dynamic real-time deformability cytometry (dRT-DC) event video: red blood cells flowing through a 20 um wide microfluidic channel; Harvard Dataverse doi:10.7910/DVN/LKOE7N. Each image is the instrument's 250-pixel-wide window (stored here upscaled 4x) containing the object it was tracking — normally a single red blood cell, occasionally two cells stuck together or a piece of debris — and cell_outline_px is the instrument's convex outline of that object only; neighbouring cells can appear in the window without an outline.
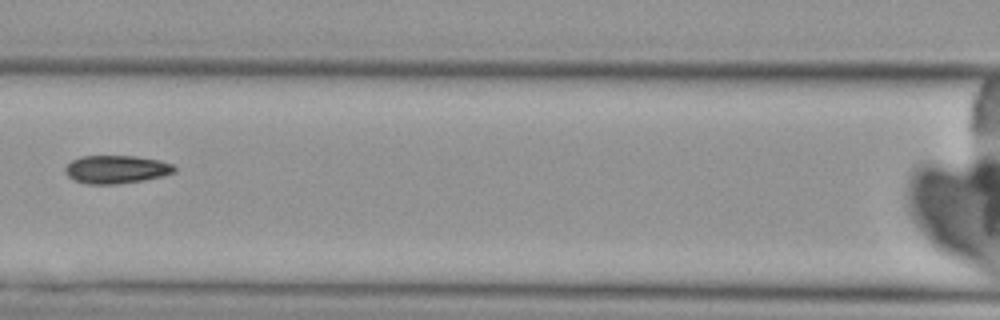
{"species": "Egyptian fruit bat (a non-hibernating species)", "species_latin": "Rousettus aegyptiacus", "temperature_condition": "cold", "stored_images_in_passage": 7, "camera_frame_rate_fps": 3000, "um_per_image_px": 0.085, "animal": {"sex": "female"}, "frame": {"image": 1, "passage_image": 7, "time_ms": 7.0, "image_size_px": [1000, 320], "cell_outline_px": [[176, 172], [164, 176], [144, 180], [116, 184], [88, 184], [72, 180], [64, 172], [64, 168], [72, 160], [80, 156], [136, 156], [160, 160], [172, 164], [176, 168]], "centroid_in_image_um": [9.88, 14.4], "position_along_channel_um": 156.7, "area_um2": 18.09}}